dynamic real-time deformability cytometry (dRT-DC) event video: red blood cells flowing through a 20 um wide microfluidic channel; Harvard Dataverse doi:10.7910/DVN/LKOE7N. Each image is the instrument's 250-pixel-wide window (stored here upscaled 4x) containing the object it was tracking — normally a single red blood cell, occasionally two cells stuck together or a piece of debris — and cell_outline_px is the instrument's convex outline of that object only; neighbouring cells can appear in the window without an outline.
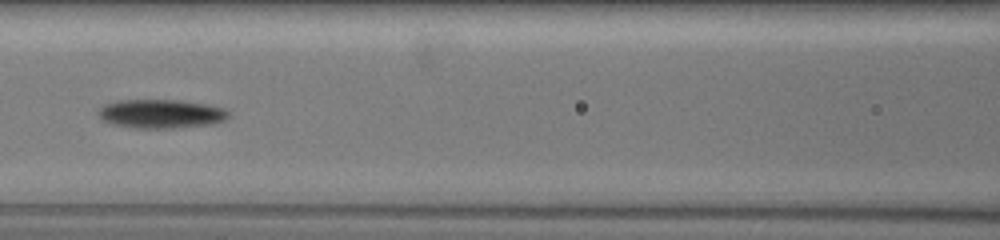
{"species": "common noctule bat (a hibernating species)", "species_latin": "Nyctalus noctula", "temperature_condition": "warm", "stored_images_in_passage": 40, "camera_frame_rate_fps": 3000, "um_per_image_px": 0.085, "animal": {"sex": "female", "body_mass_g": 19.5, "forearm_length_mm": 54.1}, "frame": {"image": 1, "passage_image": 6, "time_ms": 3.333, "image_size_px": [1000, 240], "cell_outline_px": [[228, 116], [224, 120], [212, 124], [180, 128], [136, 128], [116, 124], [104, 120], [100, 116], [100, 112], [108, 104], [128, 100], [172, 100], [204, 104], [224, 108], [228, 112]], "centroid_in_image_um": [13.78, 9.69], "position_along_channel_um": 152.8, "area_um2": 21.15}}
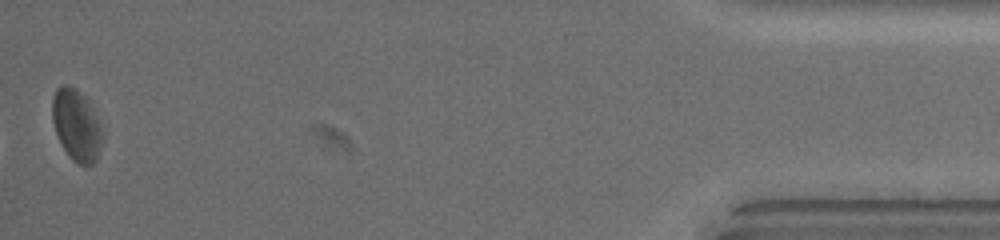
{"frame": {"image": 2, "passage_image": 39, "time_ms": 13.0, "image_size_px": [1000, 240], "cell_outline_px": [[100, 144], [96, 160], [92, 164], [76, 164], [68, 156], [60, 144], [52, 120], [52, 100], [56, 88], [64, 84], [68, 84], [84, 100], [96, 120], [100, 128]], "centroid_in_image_um": [6.41, 10.7], "position_along_channel_um": 428.8, "area_um2": 19.71}, "authors_computed_cell_mechanics": {"area_um2": 20.5768, "velocity_mm_per_s": 3.6742, "shape_relaxation_time_tau1_ms": 2.0094, "shape_relaxation_time_tau2_ms": null, "deformation_change_tau1": 0.0976, "deformation_change_tau2": null}}